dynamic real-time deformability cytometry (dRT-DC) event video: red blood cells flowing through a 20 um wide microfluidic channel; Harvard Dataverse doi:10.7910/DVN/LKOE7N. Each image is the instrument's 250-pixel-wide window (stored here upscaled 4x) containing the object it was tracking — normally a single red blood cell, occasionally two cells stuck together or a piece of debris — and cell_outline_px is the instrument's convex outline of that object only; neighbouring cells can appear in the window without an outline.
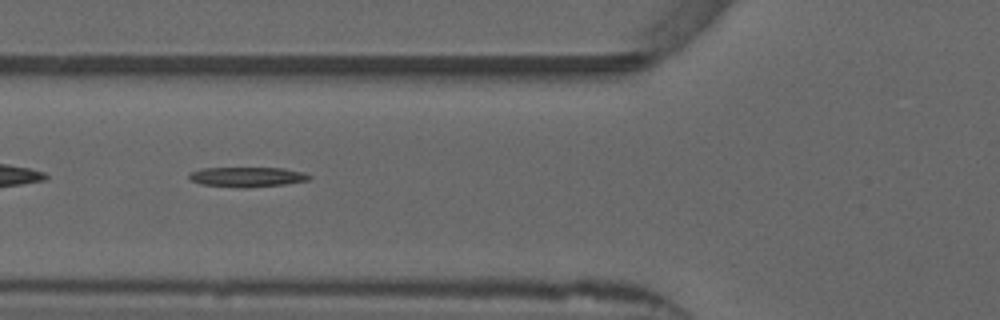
{"species": "common noctule bat (a hibernating species)", "species_latin": "Nyctalus noctula", "temperature_condition": "warm", "stored_images_in_passage": 39, "camera_frame_rate_fps": 3000, "um_per_image_px": 0.085, "animal": {"sex": "male", "forearm_length_mm": 52.5}, "frame": {"image": 1, "passage_image": 6, "time_ms": 1.667, "image_size_px": [1000, 320], "cell_outline_px": [[312, 176], [308, 180], [284, 184], [244, 188], [200, 184], [192, 180], [188, 176], [188, 172], [200, 168], [284, 168], [304, 172]], "centroid_in_image_um": [20.98, 15.03], "position_along_channel_um": 104.8, "area_um2": 13.93}}